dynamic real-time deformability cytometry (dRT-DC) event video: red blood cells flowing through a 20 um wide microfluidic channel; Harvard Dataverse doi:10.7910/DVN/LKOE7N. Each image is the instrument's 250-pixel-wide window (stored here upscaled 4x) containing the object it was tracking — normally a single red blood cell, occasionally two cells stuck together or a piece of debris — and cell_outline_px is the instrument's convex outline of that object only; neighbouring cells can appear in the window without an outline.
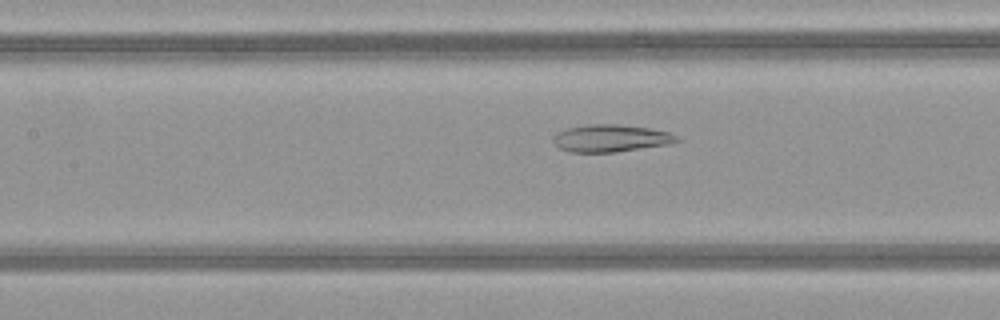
{"species": "common noctule bat (a hibernating species)", "species_latin": "Nyctalus noctula", "temperature_condition": "warm", "stored_images_in_passage": 49, "camera_frame_rate_fps": 3000, "um_per_image_px": 0.085, "animal": {"sex": "female", "body_mass_g": 21.9}, "frame": {"image": 1, "passage_image": 22, "time_ms": 7.0, "image_size_px": [1000, 320], "cell_outline_px": [[680, 140], [672, 144], [616, 152], [568, 152], [560, 148], [552, 140], [552, 136], [556, 132], [568, 128], [588, 124], [616, 124], [648, 128], [668, 132], [676, 136]], "centroid_in_image_um": [51.9, 11.75], "position_along_channel_um": 155.5, "area_um2": 19.71}}
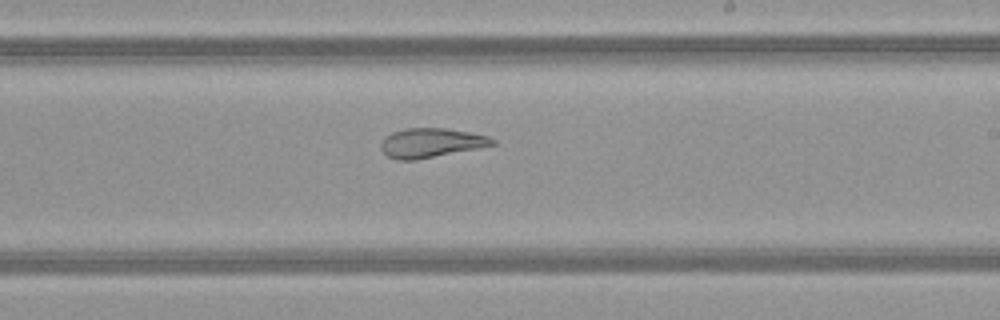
{"frame": {"image": 2, "passage_image": 29, "time_ms": 9.333, "image_size_px": [1000, 320], "cell_outline_px": [[496, 144], [480, 148], [416, 160], [396, 160], [388, 156], [380, 148], [380, 144], [392, 132], [404, 128], [444, 128], [468, 132], [488, 136], [496, 140]], "centroid_in_image_um": [36.65, 12.15], "position_along_channel_um": 252.3, "area_um2": 19.02}}
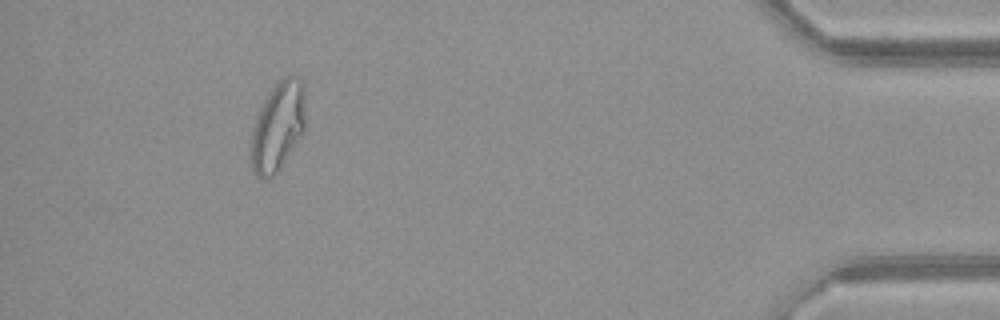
{"frame": {"image": 3, "passage_image": 45, "time_ms": 14.667, "image_size_px": [1000, 320], "cell_outline_px": [[304, 132], [276, 172], [272, 176], [264, 180], [256, 176], [252, 168], [252, 128], [260, 108], [268, 92], [284, 76], [300, 76], [304, 84]], "centroid_in_image_um": [23.62, 10.71], "position_along_channel_um": 411.6, "area_um2": 27.92}, "authors_computed_cell_mechanics": {"area_um2": 26.01, "velocity_mm_per_s": 4.1623, "shape_relaxation_time_tau1_ms": null, "shape_relaxation_time_tau2_ms": 2.0478, "deformation_change_tau1": null, "deformation_change_tau2": 0.0908}}